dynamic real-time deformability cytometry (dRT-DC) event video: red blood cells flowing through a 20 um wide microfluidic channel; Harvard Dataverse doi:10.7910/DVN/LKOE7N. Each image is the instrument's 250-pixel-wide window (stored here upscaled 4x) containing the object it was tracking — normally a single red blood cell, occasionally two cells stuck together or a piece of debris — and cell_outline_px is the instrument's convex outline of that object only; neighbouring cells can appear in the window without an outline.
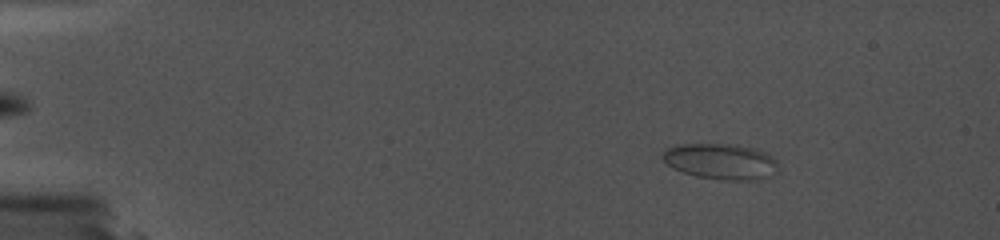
{"species": "common noctule bat (a hibernating species)", "species_latin": "Nyctalus noctula", "temperature_condition": "cold", "stored_images_in_passage": 12, "camera_frame_rate_fps": 5000, "um_per_image_px": 0.085, "animal": {"sex": "female", "body_mass_g": 19.0, "forearm_length_mm": 56.7}, "frame": {"image": 1, "passage_image": 3, "time_ms": 2.0, "image_size_px": [1000, 240], "cell_outline_px": [[776, 172], [768, 176], [752, 180], [720, 180], [696, 176], [672, 168], [660, 156], [664, 148], [676, 144], [736, 144], [756, 148], [772, 156], [776, 160]], "centroid_in_image_um": [61.22, 13.7], "position_along_channel_um": 23.8, "area_um2": 24.28}}
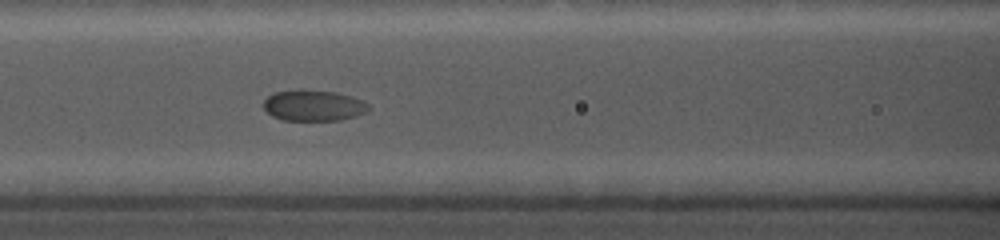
{"frame": {"image": 2, "passage_image": 9, "time_ms": 8.2, "image_size_px": [1000, 240], "cell_outline_px": [[372, 108], [356, 116], [340, 120], [284, 120], [272, 116], [264, 108], [264, 100], [272, 92], [300, 88], [336, 92], [352, 96], [368, 104]], "centroid_in_image_um": [26.63, 8.94], "position_along_channel_um": 140.0, "area_um2": 19.19}}
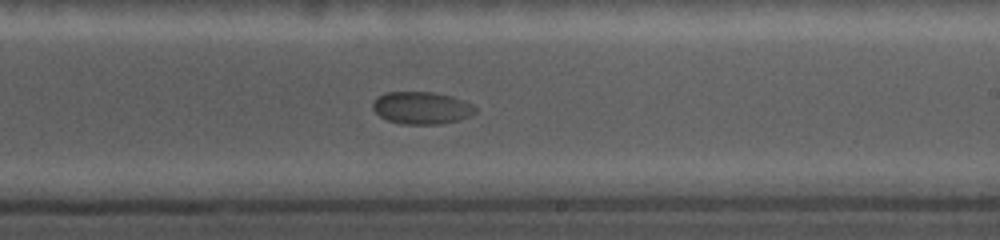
{"frame": {"image": 3, "passage_image": 12, "time_ms": 11.4, "image_size_px": [1000, 240], "cell_outline_px": [[476, 112], [460, 120], [440, 124], [400, 124], [388, 120], [380, 116], [372, 108], [372, 100], [376, 96], [384, 92], [436, 92], [452, 96], [472, 104], [476, 108]], "centroid_in_image_um": [35.8, 9.16], "position_along_channel_um": 253.2, "area_um2": 19.54}}